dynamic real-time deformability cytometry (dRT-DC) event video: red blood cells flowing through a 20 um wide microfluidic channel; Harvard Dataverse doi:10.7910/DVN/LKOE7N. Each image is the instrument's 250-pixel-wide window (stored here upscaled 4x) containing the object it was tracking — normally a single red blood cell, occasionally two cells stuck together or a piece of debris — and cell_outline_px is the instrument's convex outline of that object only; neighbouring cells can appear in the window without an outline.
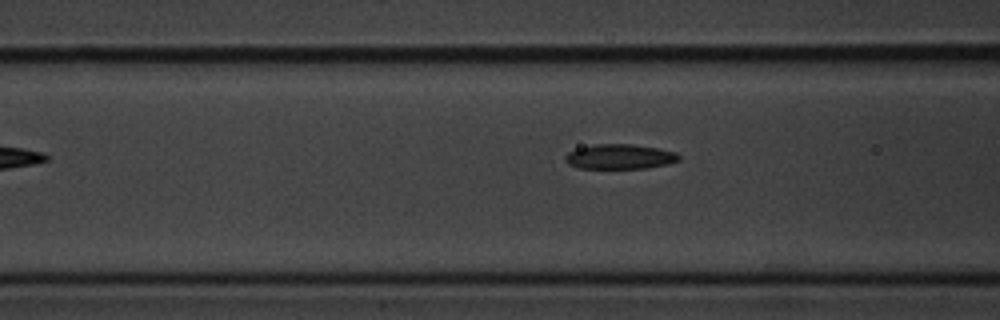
{"species": "common noctule bat (a hibernating species)", "species_latin": "Nyctalus noctula", "temperature_condition": "cold", "stored_images_in_passage": 6, "camera_frame_rate_fps": 3000, "um_per_image_px": 0.085, "animal": {"sex": "male", "body_mass_g": 20.1, "forearm_length_mm": 53.5}, "frame": {"image": 1, "passage_image": 6, "time_ms": 1.667, "image_size_px": [1000, 320], "cell_outline_px": [[680, 160], [668, 164], [644, 168], [580, 168], [568, 164], [564, 160], [564, 156], [568, 152], [576, 148], [596, 144], [632, 144], [660, 148], [676, 152], [680, 156]], "centroid_in_image_um": [52.68, 13.31], "position_along_channel_um": 113.9, "area_um2": 16.59}}